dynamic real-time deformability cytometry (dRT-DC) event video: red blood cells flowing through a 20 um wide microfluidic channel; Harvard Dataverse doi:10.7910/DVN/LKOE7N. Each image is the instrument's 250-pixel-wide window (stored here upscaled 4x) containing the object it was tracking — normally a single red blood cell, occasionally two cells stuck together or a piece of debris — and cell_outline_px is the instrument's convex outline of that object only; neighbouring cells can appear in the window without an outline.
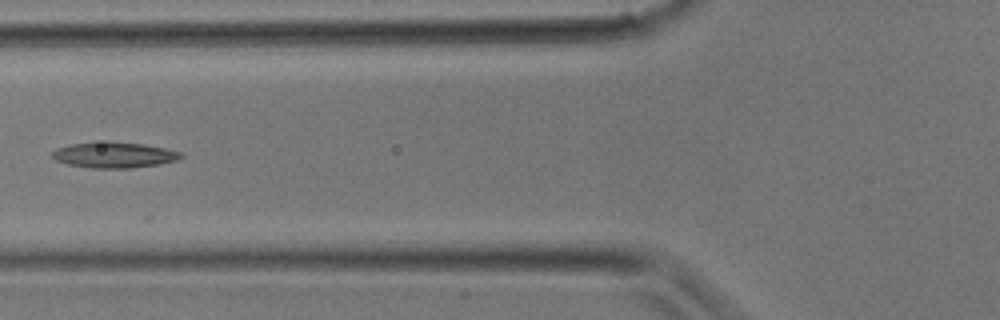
{"species": "common noctule bat (a hibernating species)", "species_latin": "Nyctalus noctula", "temperature_condition": "room temperature", "stored_images_in_passage": 20, "camera_frame_rate_fps": 3000, "um_per_image_px": 0.085, "animal": {"sex": "male", "body_mass_g": 17.9}, "frame": {"image": 1, "passage_image": 13, "time_ms": 4.0, "image_size_px": [1000, 320], "cell_outline_px": [[184, 156], [176, 160], [160, 164], [132, 168], [92, 168], [68, 164], [56, 160], [52, 156], [52, 152], [56, 148], [72, 144], [108, 140], [144, 144], [184, 152]], "centroid_in_image_um": [9.73, 13.16], "position_along_channel_um": 116.1, "area_um2": 19.54}}
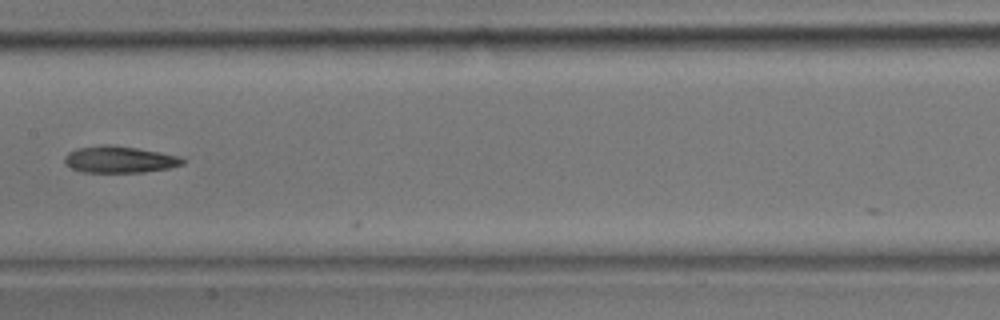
{"frame": {"image": 2, "passage_image": 17, "time_ms": 5.333, "image_size_px": [1000, 320], "cell_outline_px": [[188, 160], [184, 164], [168, 168], [144, 172], [84, 172], [72, 168], [64, 164], [64, 156], [68, 152], [76, 148], [100, 144], [112, 144], [160, 152], [180, 156]], "centroid_in_image_um": [10.16, 13.54], "position_along_channel_um": 197.2, "area_um2": 18.61}}